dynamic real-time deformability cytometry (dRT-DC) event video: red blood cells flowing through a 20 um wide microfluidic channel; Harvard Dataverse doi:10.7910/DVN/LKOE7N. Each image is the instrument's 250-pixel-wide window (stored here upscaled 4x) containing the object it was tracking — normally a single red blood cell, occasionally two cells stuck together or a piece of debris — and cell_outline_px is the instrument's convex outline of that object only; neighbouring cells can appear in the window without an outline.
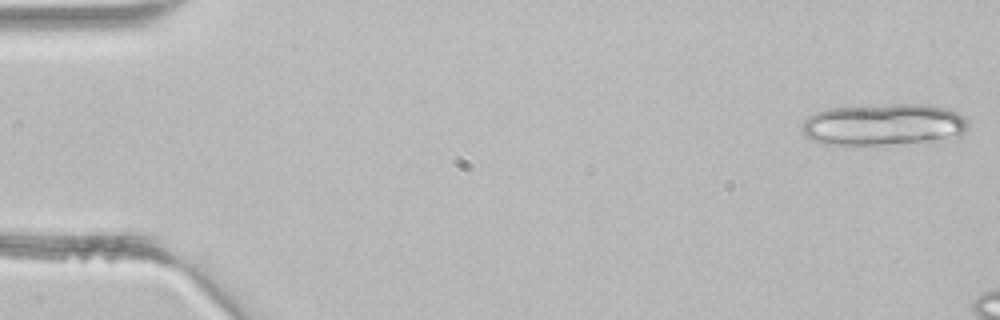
{"species": "common noctule bat (a hibernating species)", "species_latin": "Nyctalus noctula", "temperature_condition": "room temperature", "stored_images_in_passage": 10, "camera_frame_rate_fps": 3000, "um_per_image_px": 0.085, "animal": {"sex": "male", "body_mass_g": 21.5, "forearm_length_mm": 52.0}, "frame": {"image": 1, "passage_image": 1, "time_ms": 0.0, "image_size_px": [1000, 320], "cell_outline_px": [[968, 128], [960, 136], [932, 140], [884, 144], [820, 144], [804, 136], [800, 128], [804, 120], [808, 116], [816, 112], [828, 108], [888, 104], [928, 104], [948, 108], [964, 116], [968, 120]], "centroid_in_image_um": [75.09, 10.57], "position_along_channel_um": 9.9, "area_um2": 40.58}}